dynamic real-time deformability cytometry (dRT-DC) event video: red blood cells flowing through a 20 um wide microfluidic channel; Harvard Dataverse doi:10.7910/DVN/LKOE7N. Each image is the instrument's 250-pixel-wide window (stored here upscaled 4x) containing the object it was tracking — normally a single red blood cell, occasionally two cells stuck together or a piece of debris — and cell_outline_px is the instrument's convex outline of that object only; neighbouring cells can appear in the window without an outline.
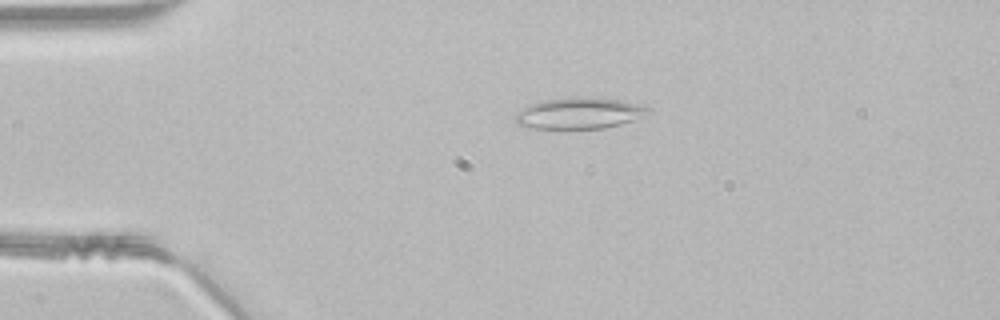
{"species": "common noctule bat (a hibernating species)", "species_latin": "Nyctalus noctula", "temperature_condition": "room temperature", "stored_images_in_passage": 44, "segment_of_instrument_passage": [1, 2], "camera_frame_rate_fps": 3000, "um_per_image_px": 0.085, "animal": {"sex": "male", "body_mass_g": 21.5, "forearm_length_mm": 52.0}, "frame": {"image": 1, "passage_image": 7, "time_ms": 2.0, "image_size_px": [1000, 320], "cell_outline_px": [[652, 112], [636, 120], [604, 128], [536, 128], [516, 124], [516, 116], [528, 104], [544, 100], [580, 96], [588, 96], [616, 100], [652, 108]], "centroid_in_image_um": [49.29, 9.62], "position_along_channel_um": 35.7, "area_um2": 23.93}}
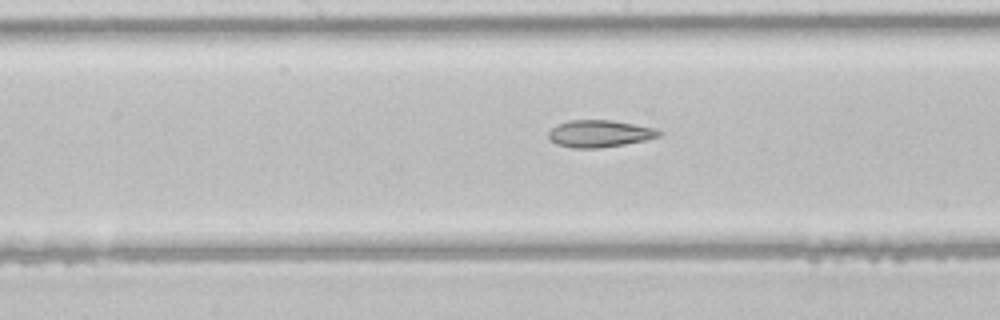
{"frame": {"image": 2, "passage_image": 21, "time_ms": 6.667, "image_size_px": [1000, 320], "cell_outline_px": [[664, 132], [660, 136], [644, 140], [624, 144], [600, 148], [572, 148], [556, 144], [548, 136], [548, 132], [556, 124], [568, 120], [612, 120], [656, 128]], "centroid_in_image_um": [50.96, 11.35], "position_along_channel_um": 197.2, "area_um2": 17.51}}
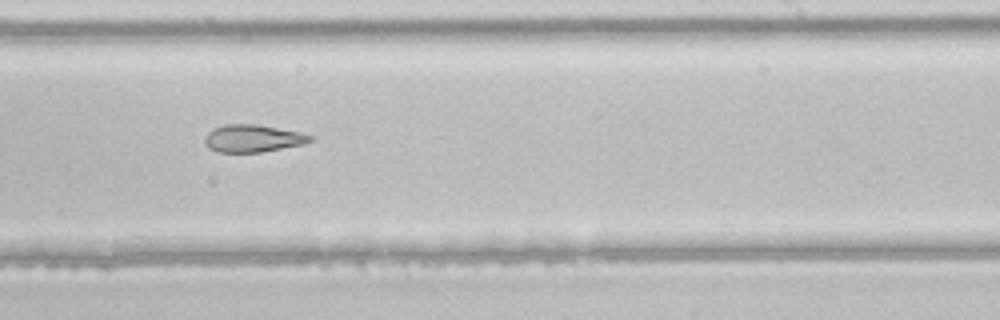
{"frame": {"image": 3, "passage_image": 26, "time_ms": 8.333, "image_size_px": [1000, 320], "cell_outline_px": [[316, 140], [304, 144], [260, 152], [216, 152], [208, 148], [204, 140], [208, 132], [212, 128], [224, 124], [256, 124], [300, 132], [312, 136]], "centroid_in_image_um": [21.49, 11.76], "position_along_channel_um": 267.5, "area_um2": 16.94}}